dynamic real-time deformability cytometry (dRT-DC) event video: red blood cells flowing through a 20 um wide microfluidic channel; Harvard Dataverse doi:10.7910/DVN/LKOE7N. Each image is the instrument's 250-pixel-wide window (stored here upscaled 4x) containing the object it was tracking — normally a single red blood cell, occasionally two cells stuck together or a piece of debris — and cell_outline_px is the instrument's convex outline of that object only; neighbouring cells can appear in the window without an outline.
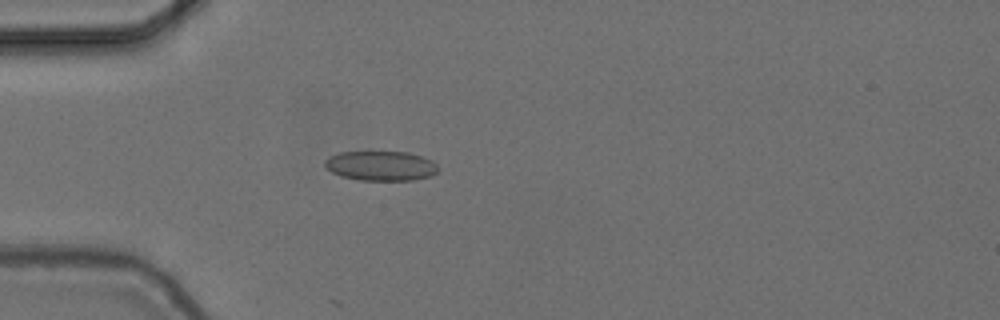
{"species": "common noctule bat (a hibernating species)", "species_latin": "Nyctalus noctula", "temperature_condition": "cold", "stored_images_in_passage": 11, "camera_frame_rate_fps": 3000, "um_per_image_px": 0.085, "animal": {"sex": "female", "body_mass_g": 24.6, "forearm_length_mm": 56.2}, "frame": {"image": 1, "passage_image": 4, "time_ms": 1.0, "image_size_px": [1000, 320], "cell_outline_px": [[440, 168], [432, 176], [412, 180], [360, 180], [344, 176], [332, 172], [324, 164], [324, 160], [328, 156], [340, 152], [408, 152], [432, 160]], "centroid_in_image_um": [32.39, 14.09], "position_along_channel_um": 52.6, "area_um2": 19.54}}
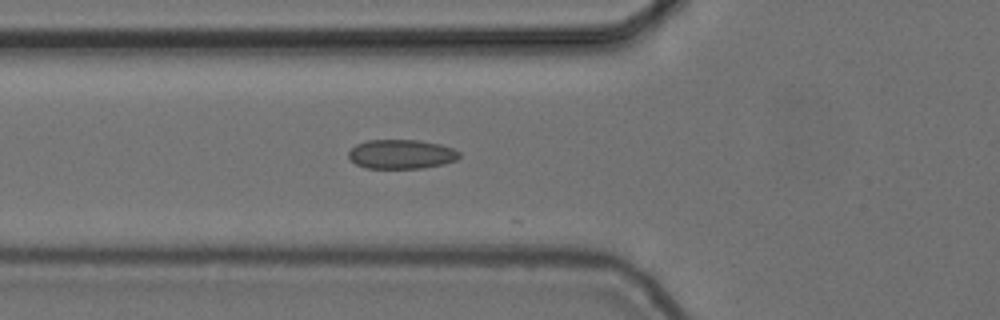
{"frame": {"image": 2, "passage_image": 8, "time_ms": 2.333, "image_size_px": [1000, 320], "cell_outline_px": [[460, 156], [456, 160], [444, 164], [424, 168], [364, 168], [356, 164], [348, 156], [348, 152], [356, 144], [368, 140], [420, 140], [440, 144], [452, 148], [460, 152]], "centroid_in_image_um": [34.12, 13.1], "position_along_channel_um": 91.7, "area_um2": 18.96}}